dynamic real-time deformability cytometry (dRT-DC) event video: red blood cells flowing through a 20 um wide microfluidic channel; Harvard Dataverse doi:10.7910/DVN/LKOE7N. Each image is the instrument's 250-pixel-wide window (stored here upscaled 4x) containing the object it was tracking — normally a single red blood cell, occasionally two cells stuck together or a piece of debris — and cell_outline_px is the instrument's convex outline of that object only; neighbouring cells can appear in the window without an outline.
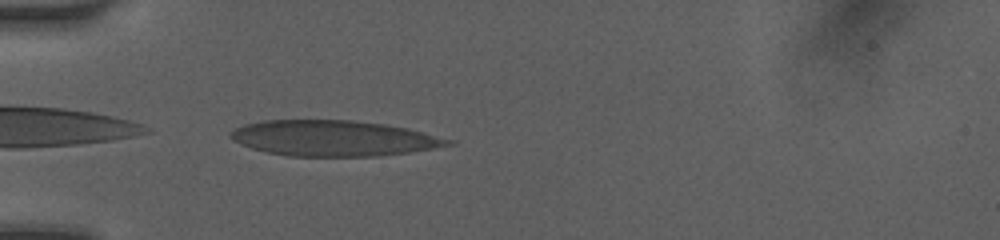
{"species": "human", "species_latin": "Homo sapiens", "temperature_condition": "room temperature", "stored_images_in_passage": 31, "camera_frame_rate_fps": 3000, "um_per_image_px": 0.085, "donor": {"sex": "female"}, "frame": {"image": 1, "passage_image": 1, "time_ms": 0.0, "image_size_px": [1000, 240], "cell_outline_px": [[456, 144], [408, 152], [380, 156], [288, 156], [268, 152], [252, 148], [240, 144], [232, 140], [228, 136], [228, 132], [244, 124], [264, 120], [352, 120], [384, 124], [408, 128], [456, 140]], "centroid_in_image_um": [28.36, 11.74], "position_along_channel_um": 56.6, "area_um2": 45.37}}
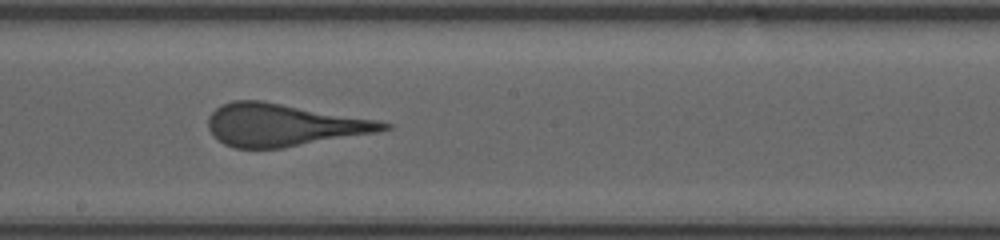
{"frame": {"image": 2, "passage_image": 18, "time_ms": 4.333, "image_size_px": [1000, 240], "cell_outline_px": [[392, 128], [376, 132], [280, 148], [236, 148], [224, 144], [208, 128], [208, 116], [220, 104], [232, 100], [260, 100], [376, 120], [392, 124]], "centroid_in_image_um": [24.05, 10.61], "position_along_channel_um": 224.1, "area_um2": 42.66}}
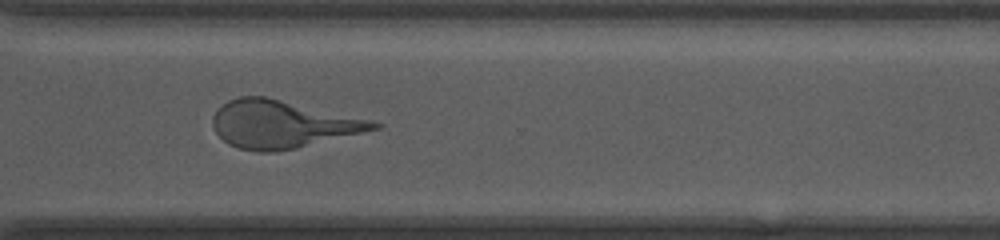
{"frame": {"image": 3, "passage_image": 30, "time_ms": 7.333, "image_size_px": [1000, 240], "cell_outline_px": [[384, 124], [380, 128], [292, 148], [272, 152], [256, 152], [240, 148], [228, 144], [216, 132], [212, 124], [212, 116], [228, 100], [240, 96], [264, 96], [368, 120]], "centroid_in_image_um": [23.91, 10.56], "position_along_channel_um": 346.7, "area_um2": 43.41}}